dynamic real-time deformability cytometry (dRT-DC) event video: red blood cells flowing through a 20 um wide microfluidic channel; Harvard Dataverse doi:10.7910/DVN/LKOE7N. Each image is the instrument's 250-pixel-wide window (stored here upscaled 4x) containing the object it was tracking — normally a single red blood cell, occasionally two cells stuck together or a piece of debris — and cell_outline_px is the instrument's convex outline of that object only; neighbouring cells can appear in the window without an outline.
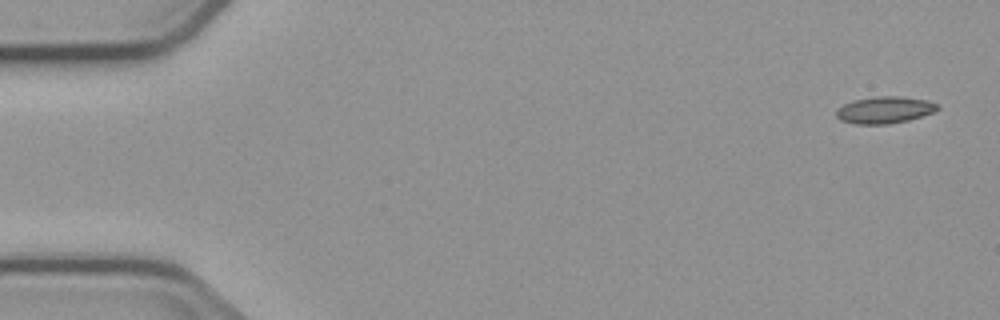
{"species": "common noctule bat (a hibernating species)", "species_latin": "Nyctalus noctula", "temperature_condition": "cold", "stored_images_in_passage": 4, "camera_frame_rate_fps": 3000, "um_per_image_px": 0.085, "animal": {"sex": "male", "body_mass_g": 23.1, "forearm_length_mm": 52.7}, "frame": {"image": 1, "passage_image": 1, "time_ms": 0.0, "image_size_px": [1000, 320], "cell_outline_px": [[940, 108], [932, 112], [908, 120], [888, 124], [856, 124], [840, 120], [836, 116], [836, 108], [852, 100], [880, 96], [900, 96], [928, 100], [940, 104]], "centroid_in_image_um": [75.18, 9.34], "position_along_channel_um": 9.8, "area_um2": 15.9}}